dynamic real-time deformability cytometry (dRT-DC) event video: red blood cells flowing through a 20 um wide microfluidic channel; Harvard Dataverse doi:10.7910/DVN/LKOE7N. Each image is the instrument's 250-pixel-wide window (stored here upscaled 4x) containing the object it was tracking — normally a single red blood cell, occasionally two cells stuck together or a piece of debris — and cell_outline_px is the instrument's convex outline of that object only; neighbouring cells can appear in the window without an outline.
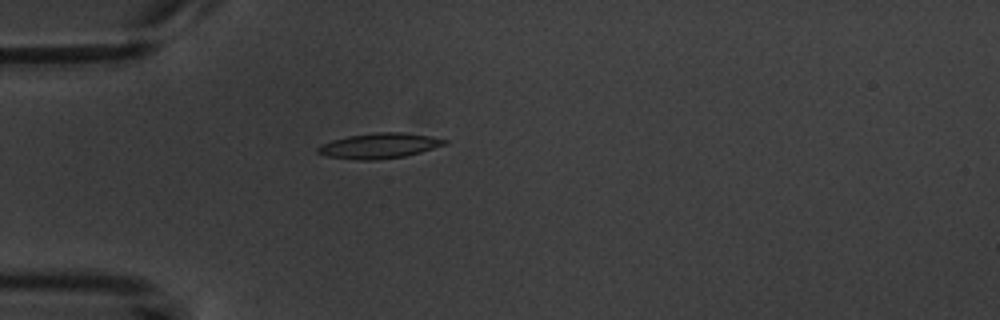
{"species": "common noctule bat (a hibernating species)", "species_latin": "Nyctalus noctula", "temperature_condition": "warm", "stored_images_in_passage": 5, "camera_frame_rate_fps": 3000, "um_per_image_px": 0.085, "animal": {"sex": "male", "body_mass_g": 20.1, "forearm_length_mm": 53.5}, "frame": {"image": 1, "passage_image": 5, "time_ms": 5.0, "image_size_px": [1000, 320], "cell_outline_px": [[448, 144], [420, 152], [404, 156], [372, 160], [356, 160], [328, 156], [316, 152], [316, 148], [320, 144], [332, 140], [348, 136], [376, 132], [400, 132], [428, 136], [448, 140]], "centroid_in_image_um": [32.21, 12.39], "position_along_channel_um": 52.8, "area_um2": 18.55}}